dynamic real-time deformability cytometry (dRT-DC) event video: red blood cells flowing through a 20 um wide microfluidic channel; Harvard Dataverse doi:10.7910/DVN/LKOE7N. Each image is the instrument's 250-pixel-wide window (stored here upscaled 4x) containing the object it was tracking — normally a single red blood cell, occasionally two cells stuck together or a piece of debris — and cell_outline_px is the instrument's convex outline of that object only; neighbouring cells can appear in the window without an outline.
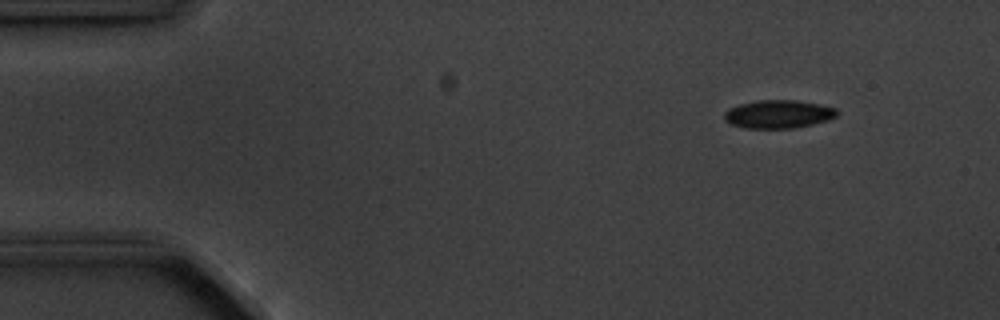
{"species": "common noctule bat (a hibernating species)", "species_latin": "Nyctalus noctula", "temperature_condition": "cold", "stored_images_in_passage": 9, "camera_frame_rate_fps": 3000, "um_per_image_px": 0.085, "animal": {"sex": "male", "body_mass_g": 20.1, "forearm_length_mm": 53.5}, "frame": {"image": 1, "passage_image": 1, "time_ms": 0.0, "image_size_px": [1000, 320], "cell_outline_px": [[840, 112], [836, 116], [828, 120], [812, 124], [792, 128], [744, 128], [732, 124], [724, 120], [724, 112], [728, 108], [740, 104], [760, 100], [796, 100], [820, 104], [836, 108]], "centroid_in_image_um": [66.17, 9.7], "position_along_channel_um": 18.8, "area_um2": 18.55}}
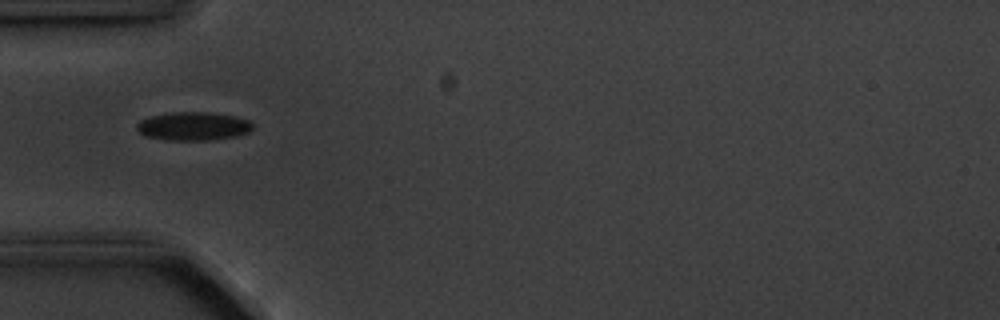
{"frame": {"image": 2, "passage_image": 4, "time_ms": 3.667, "image_size_px": [1000, 320], "cell_outline_px": [[252, 128], [248, 132], [236, 136], [212, 140], [168, 140], [144, 136], [136, 128], [136, 124], [140, 120], [152, 116], [172, 112], [208, 112], [236, 116], [248, 120], [252, 124]], "centroid_in_image_um": [16.42, 10.73], "position_along_channel_um": 68.6, "area_um2": 19.19}}